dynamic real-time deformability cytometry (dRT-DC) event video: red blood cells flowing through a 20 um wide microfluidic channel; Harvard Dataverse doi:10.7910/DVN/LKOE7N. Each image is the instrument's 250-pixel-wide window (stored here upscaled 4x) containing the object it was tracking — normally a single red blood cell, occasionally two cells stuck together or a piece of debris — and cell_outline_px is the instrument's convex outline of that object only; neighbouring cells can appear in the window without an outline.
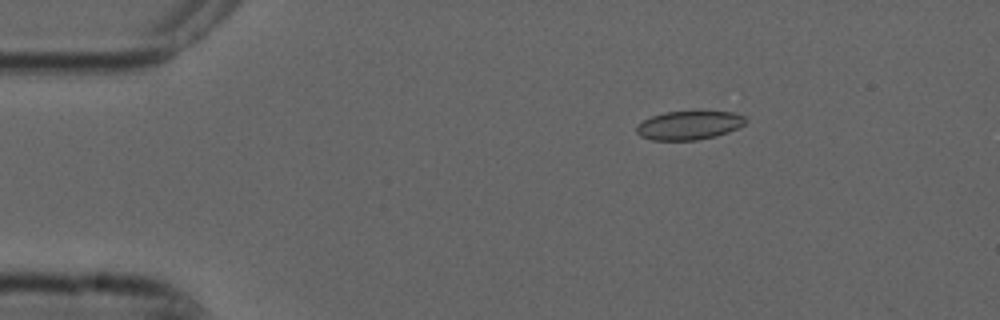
{"species": "common noctule bat (a hibernating species)", "species_latin": "Nyctalus noctula", "temperature_condition": "cold", "stored_images_in_passage": 4, "camera_frame_rate_fps": 3000, "um_per_image_px": 0.085, "animal": {"sex": "male", "forearm_length_mm": 52.5}, "frame": {"image": 1, "passage_image": 1, "time_ms": 0.0, "image_size_px": [1000, 320], "cell_outline_px": [[748, 120], [744, 124], [728, 132], [716, 136], [696, 140], [652, 140], [640, 136], [636, 132], [636, 128], [644, 120], [652, 116], [664, 112], [736, 112], [744, 116]], "centroid_in_image_um": [58.58, 10.65], "position_along_channel_um": 26.4, "area_um2": 18.09}}